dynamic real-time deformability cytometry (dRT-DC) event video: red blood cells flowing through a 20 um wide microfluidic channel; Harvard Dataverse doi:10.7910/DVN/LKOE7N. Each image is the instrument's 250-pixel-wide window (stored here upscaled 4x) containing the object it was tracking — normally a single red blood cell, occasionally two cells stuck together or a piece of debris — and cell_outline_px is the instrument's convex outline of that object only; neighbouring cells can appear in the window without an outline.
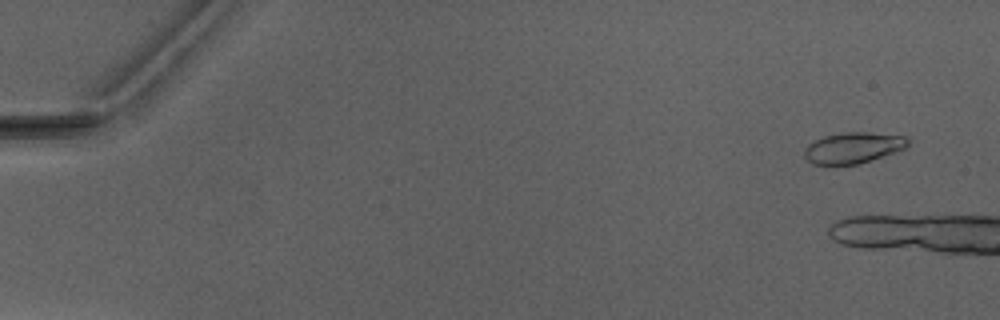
{"species": "Egyptian fruit bat (a non-hibernating species)", "species_latin": "Rousettus aegyptiacus", "temperature_condition": "warm", "stored_images_in_passage": 8, "camera_frame_rate_fps": 3000, "um_per_image_px": 0.085, "animal": {"sex": "male"}, "frame": {"image": 1, "passage_image": 2, "time_ms": 1.0, "image_size_px": [1000, 320], "cell_outline_px": [[908, 148], [856, 164], [832, 168], [812, 164], [804, 156], [804, 148], [808, 144], [824, 136], [844, 132], [868, 132], [908, 136]], "centroid_in_image_um": [72.48, 12.59], "position_along_channel_um": 12.5, "area_um2": 19.25}}